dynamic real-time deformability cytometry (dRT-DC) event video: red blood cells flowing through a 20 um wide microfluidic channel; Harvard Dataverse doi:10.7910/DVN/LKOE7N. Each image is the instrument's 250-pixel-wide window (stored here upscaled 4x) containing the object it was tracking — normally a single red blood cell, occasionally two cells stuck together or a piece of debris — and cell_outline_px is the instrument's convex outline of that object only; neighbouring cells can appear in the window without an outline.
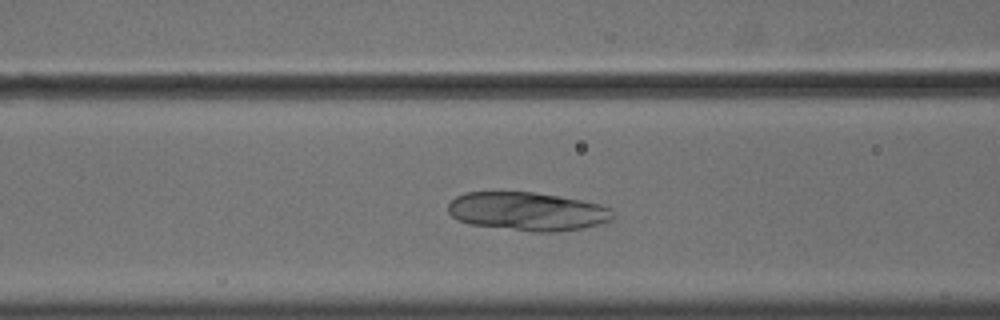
{"species": "common noctule bat (a hibernating species)", "species_latin": "Nyctalus noctula", "temperature_condition": "cold", "stored_images_in_passage": 53, "camera_frame_rate_fps": 3000, "um_per_image_px": 0.085, "animal": {"sex": "male", "body_mass_g": 18.8}, "frame": {"image": 1, "passage_image": 21, "time_ms": 6.667, "image_size_px": [1000, 320], "cell_outline_px": [[616, 216], [612, 220], [600, 224], [580, 228], [552, 232], [532, 232], [468, 224], [456, 220], [448, 212], [448, 204], [456, 196], [464, 192], [536, 192], [560, 196], [600, 204], [612, 208]], "centroid_in_image_um": [44.84, 17.97], "position_along_channel_um": 121.8, "area_um2": 37.34}}
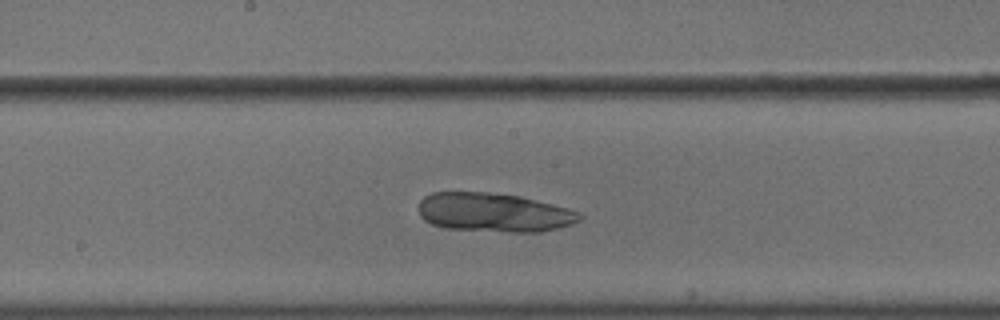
{"frame": {"image": 2, "passage_image": 28, "time_ms": 9.0, "image_size_px": [1000, 320], "cell_outline_px": [[584, 216], [580, 220], [556, 228], [540, 232], [512, 232], [444, 228], [432, 224], [424, 220], [420, 216], [420, 200], [424, 196], [432, 192], [488, 192], [520, 196], [568, 208], [580, 212]], "centroid_in_image_um": [41.97, 18.05], "position_along_channel_um": 206.2, "area_um2": 36.47}}
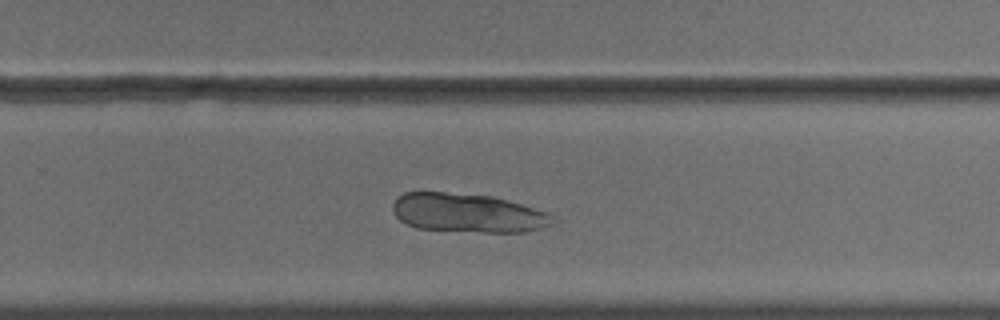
{"frame": {"image": 3, "passage_image": 35, "time_ms": 11.333, "image_size_px": [1000, 320], "cell_outline_px": [[560, 220], [552, 224], [540, 228], [524, 232], [484, 232], [416, 228], [400, 220], [392, 212], [392, 204], [404, 192], [444, 192], [492, 196], [548, 212]], "centroid_in_image_um": [39.79, 18.1], "position_along_channel_um": 290.0, "area_um2": 36.24}}